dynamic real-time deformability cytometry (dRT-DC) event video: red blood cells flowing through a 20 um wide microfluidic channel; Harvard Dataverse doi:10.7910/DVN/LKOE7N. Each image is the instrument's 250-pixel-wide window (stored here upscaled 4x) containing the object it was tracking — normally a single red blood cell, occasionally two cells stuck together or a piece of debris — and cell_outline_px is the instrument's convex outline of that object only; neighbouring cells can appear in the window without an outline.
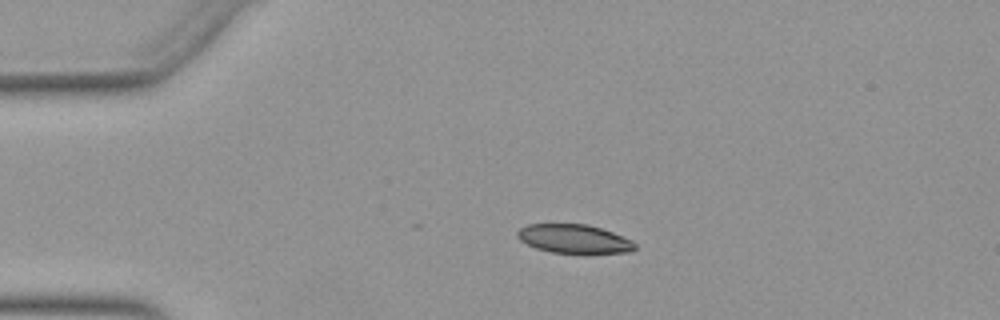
{"species": "Egyptian fruit bat (a non-hibernating species)", "species_latin": "Rousettus aegyptiacus", "temperature_condition": "warm", "stored_images_in_passage": 14, "camera_frame_rate_fps": 3000, "um_per_image_px": 0.085, "animal": {"sex": "female"}, "frame": {"image": 1, "passage_image": 8, "time_ms": 2.333, "image_size_px": [1000, 320], "cell_outline_px": [[636, 248], [628, 252], [552, 252], [536, 248], [520, 240], [516, 236], [516, 232], [520, 228], [528, 224], [588, 224], [612, 232], [632, 240], [636, 244]], "centroid_in_image_um": [48.76, 20.28], "position_along_channel_um": 36.2, "area_um2": 19.36}}